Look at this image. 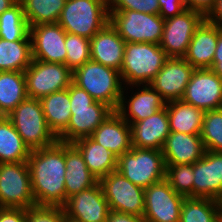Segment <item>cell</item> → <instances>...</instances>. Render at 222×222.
I'll use <instances>...</instances> for the list:
<instances>
[{"label":"cell","mask_w":222,"mask_h":222,"mask_svg":"<svg viewBox=\"0 0 222 222\" xmlns=\"http://www.w3.org/2000/svg\"><path fill=\"white\" fill-rule=\"evenodd\" d=\"M36 206L63 207L65 190V143L30 151L27 160Z\"/></svg>","instance_id":"6da1fadb"},{"label":"cell","mask_w":222,"mask_h":222,"mask_svg":"<svg viewBox=\"0 0 222 222\" xmlns=\"http://www.w3.org/2000/svg\"><path fill=\"white\" fill-rule=\"evenodd\" d=\"M71 117L67 128L57 137L62 143H73L90 137L95 129L114 111L107 104L94 100L75 83L69 86Z\"/></svg>","instance_id":"7a4b0ae2"},{"label":"cell","mask_w":222,"mask_h":222,"mask_svg":"<svg viewBox=\"0 0 222 222\" xmlns=\"http://www.w3.org/2000/svg\"><path fill=\"white\" fill-rule=\"evenodd\" d=\"M168 59L159 44L126 43L120 77L124 86L150 84Z\"/></svg>","instance_id":"3957f363"},{"label":"cell","mask_w":222,"mask_h":222,"mask_svg":"<svg viewBox=\"0 0 222 222\" xmlns=\"http://www.w3.org/2000/svg\"><path fill=\"white\" fill-rule=\"evenodd\" d=\"M72 78L94 100L117 110L124 87L119 71L90 60L75 69Z\"/></svg>","instance_id":"277c9868"},{"label":"cell","mask_w":222,"mask_h":222,"mask_svg":"<svg viewBox=\"0 0 222 222\" xmlns=\"http://www.w3.org/2000/svg\"><path fill=\"white\" fill-rule=\"evenodd\" d=\"M108 22V0H66L57 23L67 33L91 39Z\"/></svg>","instance_id":"5b68a950"},{"label":"cell","mask_w":222,"mask_h":222,"mask_svg":"<svg viewBox=\"0 0 222 222\" xmlns=\"http://www.w3.org/2000/svg\"><path fill=\"white\" fill-rule=\"evenodd\" d=\"M7 117L30 151L50 147L58 141L46 123L40 99L27 97Z\"/></svg>","instance_id":"8992f818"},{"label":"cell","mask_w":222,"mask_h":222,"mask_svg":"<svg viewBox=\"0 0 222 222\" xmlns=\"http://www.w3.org/2000/svg\"><path fill=\"white\" fill-rule=\"evenodd\" d=\"M117 171L133 184L146 189L166 177L162 151L132 147L118 157Z\"/></svg>","instance_id":"52a82bcc"},{"label":"cell","mask_w":222,"mask_h":222,"mask_svg":"<svg viewBox=\"0 0 222 222\" xmlns=\"http://www.w3.org/2000/svg\"><path fill=\"white\" fill-rule=\"evenodd\" d=\"M164 19L135 10H109V22L126 43L160 44Z\"/></svg>","instance_id":"ba28073f"},{"label":"cell","mask_w":222,"mask_h":222,"mask_svg":"<svg viewBox=\"0 0 222 222\" xmlns=\"http://www.w3.org/2000/svg\"><path fill=\"white\" fill-rule=\"evenodd\" d=\"M34 206L27 161L0 163V207L29 209Z\"/></svg>","instance_id":"9c48e42d"},{"label":"cell","mask_w":222,"mask_h":222,"mask_svg":"<svg viewBox=\"0 0 222 222\" xmlns=\"http://www.w3.org/2000/svg\"><path fill=\"white\" fill-rule=\"evenodd\" d=\"M24 75L27 96L35 99L65 90L73 82V72L66 65L33 59Z\"/></svg>","instance_id":"30bf717a"},{"label":"cell","mask_w":222,"mask_h":222,"mask_svg":"<svg viewBox=\"0 0 222 222\" xmlns=\"http://www.w3.org/2000/svg\"><path fill=\"white\" fill-rule=\"evenodd\" d=\"M109 209L143 217L145 189L133 184L115 170L99 179Z\"/></svg>","instance_id":"8fae6325"},{"label":"cell","mask_w":222,"mask_h":222,"mask_svg":"<svg viewBox=\"0 0 222 222\" xmlns=\"http://www.w3.org/2000/svg\"><path fill=\"white\" fill-rule=\"evenodd\" d=\"M206 17L197 11L185 9L164 21L161 48L168 58H183L194 32Z\"/></svg>","instance_id":"7c38bea8"},{"label":"cell","mask_w":222,"mask_h":222,"mask_svg":"<svg viewBox=\"0 0 222 222\" xmlns=\"http://www.w3.org/2000/svg\"><path fill=\"white\" fill-rule=\"evenodd\" d=\"M146 222H179L185 196L176 193L166 179L145 189Z\"/></svg>","instance_id":"4fadbf2b"},{"label":"cell","mask_w":222,"mask_h":222,"mask_svg":"<svg viewBox=\"0 0 222 222\" xmlns=\"http://www.w3.org/2000/svg\"><path fill=\"white\" fill-rule=\"evenodd\" d=\"M165 106L166 102L161 95L149 84L130 85L123 87L116 112L131 124L150 117Z\"/></svg>","instance_id":"5bb4252c"},{"label":"cell","mask_w":222,"mask_h":222,"mask_svg":"<svg viewBox=\"0 0 222 222\" xmlns=\"http://www.w3.org/2000/svg\"><path fill=\"white\" fill-rule=\"evenodd\" d=\"M182 100L203 110L222 108V78L210 68L195 69Z\"/></svg>","instance_id":"9a60e30c"},{"label":"cell","mask_w":222,"mask_h":222,"mask_svg":"<svg viewBox=\"0 0 222 222\" xmlns=\"http://www.w3.org/2000/svg\"><path fill=\"white\" fill-rule=\"evenodd\" d=\"M66 33L58 23L30 26L32 59L66 65Z\"/></svg>","instance_id":"2e32d148"},{"label":"cell","mask_w":222,"mask_h":222,"mask_svg":"<svg viewBox=\"0 0 222 222\" xmlns=\"http://www.w3.org/2000/svg\"><path fill=\"white\" fill-rule=\"evenodd\" d=\"M195 68L184 58H168L149 84L168 103L182 99Z\"/></svg>","instance_id":"e0dca14e"},{"label":"cell","mask_w":222,"mask_h":222,"mask_svg":"<svg viewBox=\"0 0 222 222\" xmlns=\"http://www.w3.org/2000/svg\"><path fill=\"white\" fill-rule=\"evenodd\" d=\"M193 197L222 202V152L206 150L193 164Z\"/></svg>","instance_id":"ac0fdd59"},{"label":"cell","mask_w":222,"mask_h":222,"mask_svg":"<svg viewBox=\"0 0 222 222\" xmlns=\"http://www.w3.org/2000/svg\"><path fill=\"white\" fill-rule=\"evenodd\" d=\"M62 208L66 216L82 222H106L110 211L99 182L69 197Z\"/></svg>","instance_id":"d6986e66"},{"label":"cell","mask_w":222,"mask_h":222,"mask_svg":"<svg viewBox=\"0 0 222 222\" xmlns=\"http://www.w3.org/2000/svg\"><path fill=\"white\" fill-rule=\"evenodd\" d=\"M126 42L108 22L90 39L91 60L120 72Z\"/></svg>","instance_id":"ffe728a7"},{"label":"cell","mask_w":222,"mask_h":222,"mask_svg":"<svg viewBox=\"0 0 222 222\" xmlns=\"http://www.w3.org/2000/svg\"><path fill=\"white\" fill-rule=\"evenodd\" d=\"M129 125L132 147L161 151L167 136L170 134L166 106L150 117Z\"/></svg>","instance_id":"44dd1931"},{"label":"cell","mask_w":222,"mask_h":222,"mask_svg":"<svg viewBox=\"0 0 222 222\" xmlns=\"http://www.w3.org/2000/svg\"><path fill=\"white\" fill-rule=\"evenodd\" d=\"M165 164H194L205 154L200 134L170 132L162 147Z\"/></svg>","instance_id":"7402d4cb"},{"label":"cell","mask_w":222,"mask_h":222,"mask_svg":"<svg viewBox=\"0 0 222 222\" xmlns=\"http://www.w3.org/2000/svg\"><path fill=\"white\" fill-rule=\"evenodd\" d=\"M222 29L206 19L196 29L183 57L195 69L211 68Z\"/></svg>","instance_id":"603a6c76"},{"label":"cell","mask_w":222,"mask_h":222,"mask_svg":"<svg viewBox=\"0 0 222 222\" xmlns=\"http://www.w3.org/2000/svg\"><path fill=\"white\" fill-rule=\"evenodd\" d=\"M90 137L117 157L132 148L130 125L116 111H113Z\"/></svg>","instance_id":"cb8c5ba5"},{"label":"cell","mask_w":222,"mask_h":222,"mask_svg":"<svg viewBox=\"0 0 222 222\" xmlns=\"http://www.w3.org/2000/svg\"><path fill=\"white\" fill-rule=\"evenodd\" d=\"M65 167L66 201L99 182L87 168L80 151L72 143H65Z\"/></svg>","instance_id":"d4e9b609"},{"label":"cell","mask_w":222,"mask_h":222,"mask_svg":"<svg viewBox=\"0 0 222 222\" xmlns=\"http://www.w3.org/2000/svg\"><path fill=\"white\" fill-rule=\"evenodd\" d=\"M72 144L80 151L87 168L98 180L117 170L118 157L91 137L78 139Z\"/></svg>","instance_id":"484cf974"},{"label":"cell","mask_w":222,"mask_h":222,"mask_svg":"<svg viewBox=\"0 0 222 222\" xmlns=\"http://www.w3.org/2000/svg\"><path fill=\"white\" fill-rule=\"evenodd\" d=\"M170 132L200 134L205 111L183 101L166 103Z\"/></svg>","instance_id":"4316f807"},{"label":"cell","mask_w":222,"mask_h":222,"mask_svg":"<svg viewBox=\"0 0 222 222\" xmlns=\"http://www.w3.org/2000/svg\"><path fill=\"white\" fill-rule=\"evenodd\" d=\"M46 123L58 137L68 126L71 113L69 88L51 93L40 99Z\"/></svg>","instance_id":"83f0119b"},{"label":"cell","mask_w":222,"mask_h":222,"mask_svg":"<svg viewBox=\"0 0 222 222\" xmlns=\"http://www.w3.org/2000/svg\"><path fill=\"white\" fill-rule=\"evenodd\" d=\"M24 72L0 71V113L7 116L27 98Z\"/></svg>","instance_id":"f1b7e54d"},{"label":"cell","mask_w":222,"mask_h":222,"mask_svg":"<svg viewBox=\"0 0 222 222\" xmlns=\"http://www.w3.org/2000/svg\"><path fill=\"white\" fill-rule=\"evenodd\" d=\"M30 149L7 116L0 118V163L22 162L29 158Z\"/></svg>","instance_id":"f546056e"},{"label":"cell","mask_w":222,"mask_h":222,"mask_svg":"<svg viewBox=\"0 0 222 222\" xmlns=\"http://www.w3.org/2000/svg\"><path fill=\"white\" fill-rule=\"evenodd\" d=\"M32 62L31 40L0 38V71L24 72Z\"/></svg>","instance_id":"4dcf8cb0"},{"label":"cell","mask_w":222,"mask_h":222,"mask_svg":"<svg viewBox=\"0 0 222 222\" xmlns=\"http://www.w3.org/2000/svg\"><path fill=\"white\" fill-rule=\"evenodd\" d=\"M29 26L57 23L66 0H18Z\"/></svg>","instance_id":"1f68e13d"},{"label":"cell","mask_w":222,"mask_h":222,"mask_svg":"<svg viewBox=\"0 0 222 222\" xmlns=\"http://www.w3.org/2000/svg\"><path fill=\"white\" fill-rule=\"evenodd\" d=\"M0 38L7 41L31 40L30 26L19 1L0 14Z\"/></svg>","instance_id":"d6a6232c"},{"label":"cell","mask_w":222,"mask_h":222,"mask_svg":"<svg viewBox=\"0 0 222 222\" xmlns=\"http://www.w3.org/2000/svg\"><path fill=\"white\" fill-rule=\"evenodd\" d=\"M222 212V202L210 198L185 197L179 222H212Z\"/></svg>","instance_id":"836d02e7"},{"label":"cell","mask_w":222,"mask_h":222,"mask_svg":"<svg viewBox=\"0 0 222 222\" xmlns=\"http://www.w3.org/2000/svg\"><path fill=\"white\" fill-rule=\"evenodd\" d=\"M200 136L206 150L222 152V108L205 112Z\"/></svg>","instance_id":"e575fe53"},{"label":"cell","mask_w":222,"mask_h":222,"mask_svg":"<svg viewBox=\"0 0 222 222\" xmlns=\"http://www.w3.org/2000/svg\"><path fill=\"white\" fill-rule=\"evenodd\" d=\"M165 179L176 193L193 197V164H166Z\"/></svg>","instance_id":"d590c367"},{"label":"cell","mask_w":222,"mask_h":222,"mask_svg":"<svg viewBox=\"0 0 222 222\" xmlns=\"http://www.w3.org/2000/svg\"><path fill=\"white\" fill-rule=\"evenodd\" d=\"M66 66L73 72L91 60L90 39L66 33L65 37Z\"/></svg>","instance_id":"8d00e7d4"},{"label":"cell","mask_w":222,"mask_h":222,"mask_svg":"<svg viewBox=\"0 0 222 222\" xmlns=\"http://www.w3.org/2000/svg\"><path fill=\"white\" fill-rule=\"evenodd\" d=\"M108 10H135L146 14H159L158 0H108Z\"/></svg>","instance_id":"74e56055"},{"label":"cell","mask_w":222,"mask_h":222,"mask_svg":"<svg viewBox=\"0 0 222 222\" xmlns=\"http://www.w3.org/2000/svg\"><path fill=\"white\" fill-rule=\"evenodd\" d=\"M27 222H64L62 207L34 206L27 209Z\"/></svg>","instance_id":"f35d334b"},{"label":"cell","mask_w":222,"mask_h":222,"mask_svg":"<svg viewBox=\"0 0 222 222\" xmlns=\"http://www.w3.org/2000/svg\"><path fill=\"white\" fill-rule=\"evenodd\" d=\"M158 4L159 15L164 20L174 17L186 9L184 0H158Z\"/></svg>","instance_id":"ab89813d"},{"label":"cell","mask_w":222,"mask_h":222,"mask_svg":"<svg viewBox=\"0 0 222 222\" xmlns=\"http://www.w3.org/2000/svg\"><path fill=\"white\" fill-rule=\"evenodd\" d=\"M0 222H27V209L0 207Z\"/></svg>","instance_id":"60d3db41"},{"label":"cell","mask_w":222,"mask_h":222,"mask_svg":"<svg viewBox=\"0 0 222 222\" xmlns=\"http://www.w3.org/2000/svg\"><path fill=\"white\" fill-rule=\"evenodd\" d=\"M187 9L202 13L205 17L213 9L216 0H184Z\"/></svg>","instance_id":"b9f144b4"},{"label":"cell","mask_w":222,"mask_h":222,"mask_svg":"<svg viewBox=\"0 0 222 222\" xmlns=\"http://www.w3.org/2000/svg\"><path fill=\"white\" fill-rule=\"evenodd\" d=\"M106 222H146L144 217L110 210Z\"/></svg>","instance_id":"7bdbcfd3"},{"label":"cell","mask_w":222,"mask_h":222,"mask_svg":"<svg viewBox=\"0 0 222 222\" xmlns=\"http://www.w3.org/2000/svg\"><path fill=\"white\" fill-rule=\"evenodd\" d=\"M206 20L222 29V0H216L213 9L206 16Z\"/></svg>","instance_id":"ee69618b"},{"label":"cell","mask_w":222,"mask_h":222,"mask_svg":"<svg viewBox=\"0 0 222 222\" xmlns=\"http://www.w3.org/2000/svg\"><path fill=\"white\" fill-rule=\"evenodd\" d=\"M221 60H222V32L218 35L213 63H219Z\"/></svg>","instance_id":"f6af8a7d"},{"label":"cell","mask_w":222,"mask_h":222,"mask_svg":"<svg viewBox=\"0 0 222 222\" xmlns=\"http://www.w3.org/2000/svg\"><path fill=\"white\" fill-rule=\"evenodd\" d=\"M18 0H0V14L13 6Z\"/></svg>","instance_id":"bcb514c9"},{"label":"cell","mask_w":222,"mask_h":222,"mask_svg":"<svg viewBox=\"0 0 222 222\" xmlns=\"http://www.w3.org/2000/svg\"><path fill=\"white\" fill-rule=\"evenodd\" d=\"M212 69L218 76L222 78V60L219 63H212Z\"/></svg>","instance_id":"7dc6e473"},{"label":"cell","mask_w":222,"mask_h":222,"mask_svg":"<svg viewBox=\"0 0 222 222\" xmlns=\"http://www.w3.org/2000/svg\"><path fill=\"white\" fill-rule=\"evenodd\" d=\"M64 222H82V221H79V220L74 219V218H72V217H68V216H66L65 213H64Z\"/></svg>","instance_id":"c3c4849f"},{"label":"cell","mask_w":222,"mask_h":222,"mask_svg":"<svg viewBox=\"0 0 222 222\" xmlns=\"http://www.w3.org/2000/svg\"><path fill=\"white\" fill-rule=\"evenodd\" d=\"M212 222H222V212Z\"/></svg>","instance_id":"681fc988"}]
</instances>
